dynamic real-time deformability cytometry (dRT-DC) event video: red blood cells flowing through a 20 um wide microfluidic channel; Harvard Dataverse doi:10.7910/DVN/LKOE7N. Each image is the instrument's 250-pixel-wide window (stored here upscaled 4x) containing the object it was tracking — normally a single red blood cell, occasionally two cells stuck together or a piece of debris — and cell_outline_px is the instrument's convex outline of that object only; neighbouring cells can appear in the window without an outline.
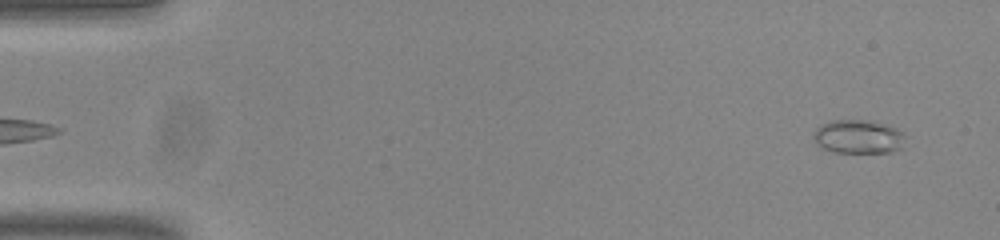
{"species": "common noctule bat (a hibernating species)", "species_latin": "Nyctalus noctula", "temperature_condition": "room temperature", "stored_images_in_passage": 53, "camera_frame_rate_fps": 3000, "um_per_image_px": 0.085, "animal": {"sex": "male", "body_mass_g": 20.0, "forearm_length_mm": 53.3}, "frame": {"image": 1, "passage_image": 2, "time_ms": 0.333, "image_size_px": [1000, 240], "cell_outline_px": [[904, 148], [888, 152], [836, 152], [824, 148], [812, 136], [812, 132], [820, 124], [832, 120], [868, 120], [896, 128], [904, 132]], "centroid_in_image_um": [72.98, 11.61], "position_along_channel_um": 12.0, "area_um2": 17.98}}
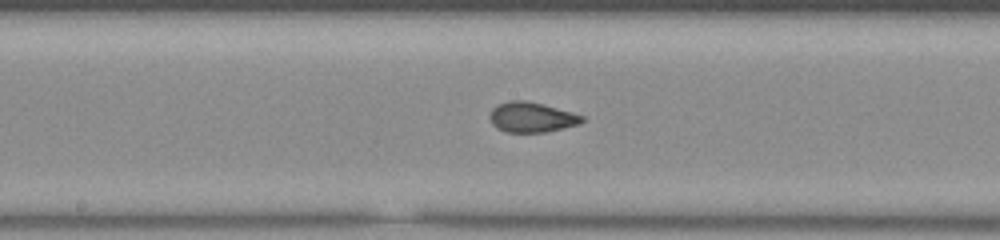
{"frame": {"image": 2, "passage_image": 27, "time_ms": 8.667, "image_size_px": [1000, 240], "cell_outline_px": [[584, 120], [580, 124], [564, 128], [544, 132], [504, 132], [496, 128], [492, 124], [488, 116], [492, 108], [496, 104], [512, 100], [524, 100], [544, 104], [572, 112], [584, 116]], "centroid_in_image_um": [45.16, 9.96], "position_along_channel_um": 203.0, "area_um2": 16.42}}
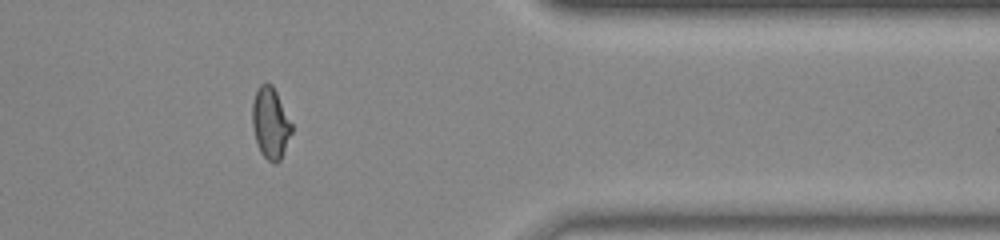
{"frame": {"image": 3, "passage_image": 43, "time_ms": 14.0, "image_size_px": [1000, 240], "cell_outline_px": [[292, 132], [280, 160], [276, 164], [268, 160], [260, 152], [256, 140], [252, 124], [252, 104], [256, 92], [260, 84], [272, 84], [292, 124]], "centroid_in_image_um": [22.98, 10.48], "position_along_channel_um": 388.4, "area_um2": 16.07}}